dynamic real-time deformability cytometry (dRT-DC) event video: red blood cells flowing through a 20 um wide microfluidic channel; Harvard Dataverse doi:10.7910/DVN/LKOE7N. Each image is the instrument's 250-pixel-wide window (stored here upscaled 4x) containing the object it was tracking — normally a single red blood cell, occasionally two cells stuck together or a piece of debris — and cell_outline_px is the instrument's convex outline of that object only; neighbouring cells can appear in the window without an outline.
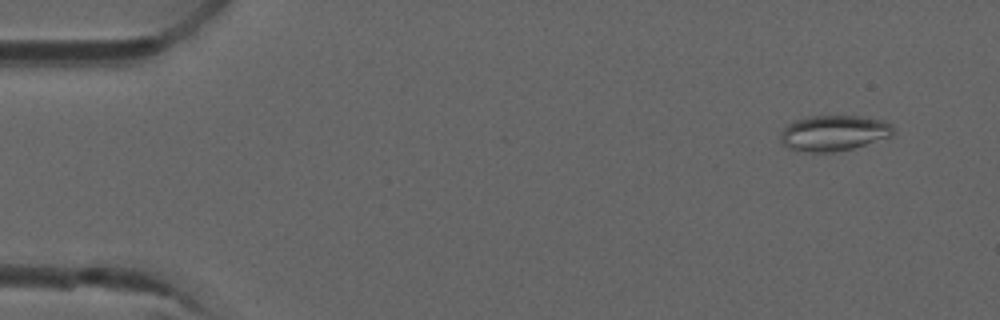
{"species": "common noctule bat (a hibernating species)", "species_latin": "Nyctalus noctula", "temperature_condition": "room temperature", "stored_images_in_passage": 5, "camera_frame_rate_fps": 3000, "um_per_image_px": 0.085, "animal": {"sex": "male", "forearm_length_mm": 52.5}, "frame": {"image": 1, "passage_image": 1, "time_ms": 0.0, "image_size_px": [1000, 320], "cell_outline_px": [[896, 132], [892, 136], [852, 148], [832, 152], [808, 152], [788, 148], [780, 140], [780, 132], [792, 120], [804, 116], [860, 116], [884, 120], [892, 124]], "centroid_in_image_um": [70.87, 11.29], "position_along_channel_um": 14.1, "area_um2": 23.64}}